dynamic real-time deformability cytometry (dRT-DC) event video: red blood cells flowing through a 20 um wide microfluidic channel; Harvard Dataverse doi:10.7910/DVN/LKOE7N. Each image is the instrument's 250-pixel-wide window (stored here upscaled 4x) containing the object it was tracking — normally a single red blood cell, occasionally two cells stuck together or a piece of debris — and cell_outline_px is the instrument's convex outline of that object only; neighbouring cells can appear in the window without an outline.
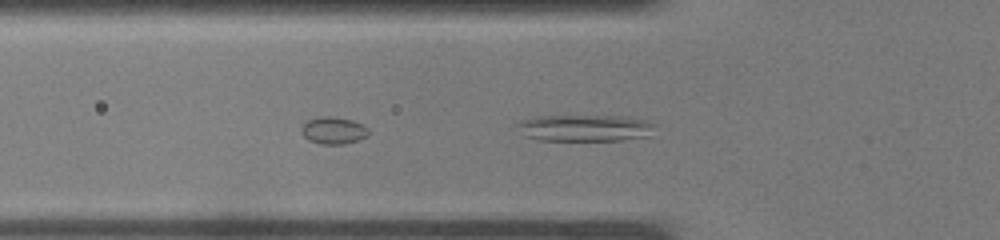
{"species": "common noctule bat (a hibernating species)", "species_latin": "Nyctalus noctula", "temperature_condition": "warm", "stored_images_in_passage": 29, "camera_frame_rate_fps": 3000, "um_per_image_px": 0.085, "animal": {"sex": "male", "body_mass_g": 19.0, "forearm_length_mm": 50.8}, "frame": {"image": 1, "passage_image": 4, "time_ms": 1.0, "image_size_px": [1000, 240], "cell_outline_px": [[656, 124], [652, 136], [624, 140], [540, 140], [524, 136], [512, 124], [520, 120], [532, 116], [628, 116], [648, 120]], "centroid_in_image_um": [49.72, 10.87], "position_along_channel_um": 76.1, "area_um2": 22.02}}
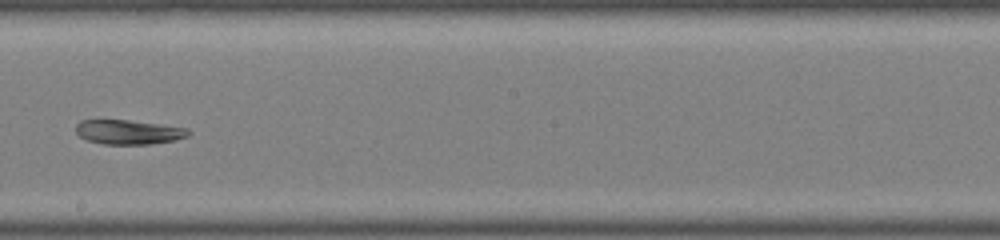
{"frame": {"image": 2, "passage_image": 13, "time_ms": 4.0, "image_size_px": [1000, 240], "cell_outline_px": [[192, 132], [188, 136], [172, 140], [152, 144], [104, 144], [88, 140], [80, 136], [76, 132], [76, 124], [80, 120], [128, 120], [188, 128]], "centroid_in_image_um": [10.93, 11.22], "position_along_channel_um": 237.3, "area_um2": 15.9}}
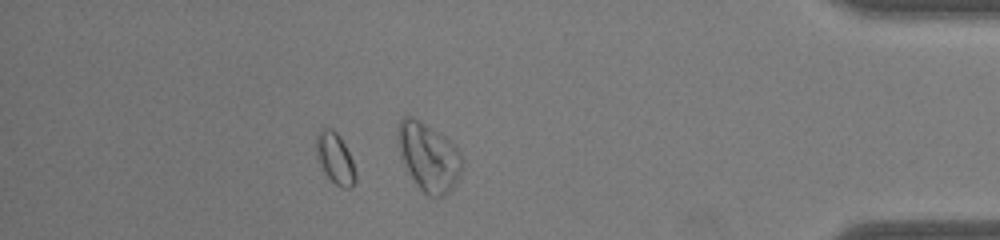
{"frame": {"image": 3, "passage_image": 24, "time_ms": 7.667, "image_size_px": [1000, 240], "cell_outline_px": [[356, 180], [352, 188], [344, 188], [336, 184], [324, 172], [316, 156], [316, 136], [320, 128], [332, 128], [340, 136], [352, 160], [356, 172]], "centroid_in_image_um": [28.48, 13.44], "position_along_channel_um": 406.7, "area_um2": 11.68}}